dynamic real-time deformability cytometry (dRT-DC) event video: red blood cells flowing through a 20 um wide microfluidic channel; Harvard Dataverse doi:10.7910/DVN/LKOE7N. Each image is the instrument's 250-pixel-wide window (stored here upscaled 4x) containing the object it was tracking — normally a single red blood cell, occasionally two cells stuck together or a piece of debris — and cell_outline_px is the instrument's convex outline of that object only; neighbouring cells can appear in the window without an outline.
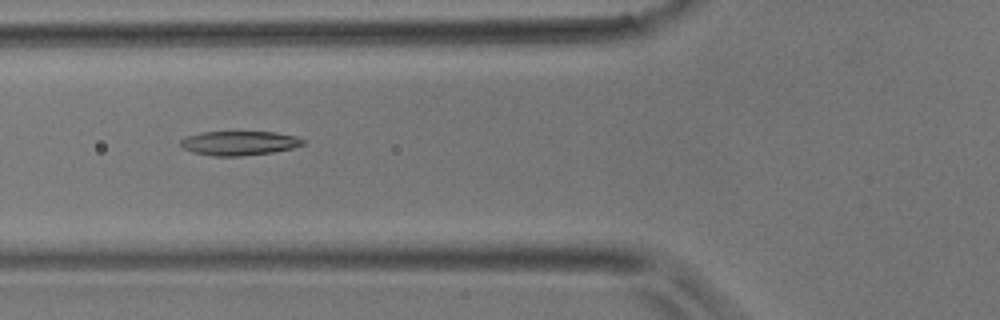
{"species": "common noctule bat (a hibernating species)", "species_latin": "Nyctalus noctula", "temperature_condition": "room temperature", "stored_images_in_passage": 3, "camera_frame_rate_fps": 3000, "um_per_image_px": 0.085, "animal": {"sex": "male", "body_mass_g": 17.9}, "frame": {"image": 1, "passage_image": 3, "time_ms": 0.667, "image_size_px": [1000, 320], "cell_outline_px": [[304, 144], [292, 148], [272, 152], [240, 156], [212, 156], [192, 152], [184, 148], [180, 144], [180, 140], [184, 136], [204, 132], [276, 132], [296, 136], [304, 140]], "centroid_in_image_um": [20.31, 12.16], "position_along_channel_um": 105.5, "area_um2": 17.28}}